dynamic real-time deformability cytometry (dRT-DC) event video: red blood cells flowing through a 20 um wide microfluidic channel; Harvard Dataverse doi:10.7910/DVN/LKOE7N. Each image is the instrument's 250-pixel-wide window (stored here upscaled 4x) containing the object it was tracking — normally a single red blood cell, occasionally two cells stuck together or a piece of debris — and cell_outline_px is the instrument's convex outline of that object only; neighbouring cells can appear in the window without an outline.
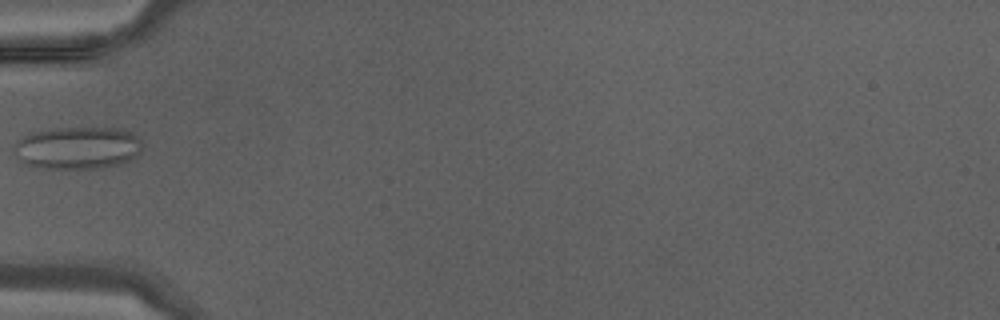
{"species": "Egyptian fruit bat (a non-hibernating species)", "species_latin": "Rousettus aegyptiacus", "temperature_condition": "warm", "stored_images_in_passage": 28, "camera_frame_rate_fps": 3000, "um_per_image_px": 0.085, "animal": {"sex": "male"}, "frame": {"image": 1, "passage_image": 1, "time_ms": 0.0, "image_size_px": [1000, 320], "cell_outline_px": [[140, 152], [136, 156], [120, 164], [100, 168], [40, 168], [28, 164], [20, 160], [12, 152], [12, 144], [24, 136], [32, 132], [56, 128], [112, 128], [132, 132], [140, 140]], "centroid_in_image_um": [6.54, 12.57], "position_along_channel_um": 78.5, "area_um2": 31.67}}
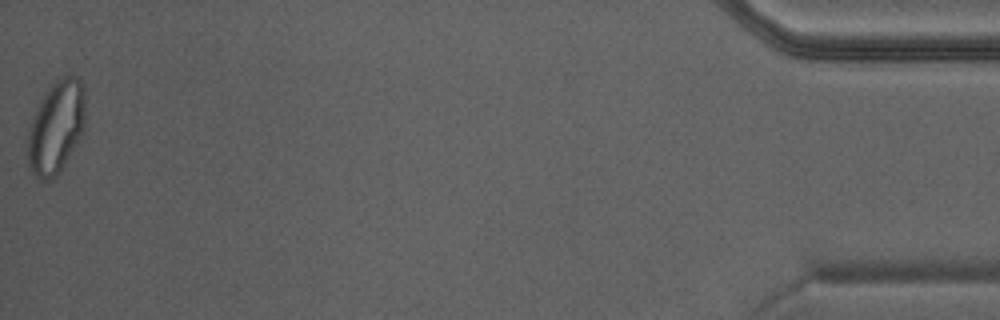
{"frame": {"image": 2, "passage_image": 28, "time_ms": 9.0, "image_size_px": [1000, 320], "cell_outline_px": [[84, 128], [60, 172], [56, 176], [48, 180], [44, 180], [36, 176], [28, 168], [28, 132], [40, 100], [48, 88], [56, 80], [64, 76], [76, 76], [84, 84]], "centroid_in_image_um": [4.77, 10.8], "position_along_channel_um": 430.4, "area_um2": 30.69}}